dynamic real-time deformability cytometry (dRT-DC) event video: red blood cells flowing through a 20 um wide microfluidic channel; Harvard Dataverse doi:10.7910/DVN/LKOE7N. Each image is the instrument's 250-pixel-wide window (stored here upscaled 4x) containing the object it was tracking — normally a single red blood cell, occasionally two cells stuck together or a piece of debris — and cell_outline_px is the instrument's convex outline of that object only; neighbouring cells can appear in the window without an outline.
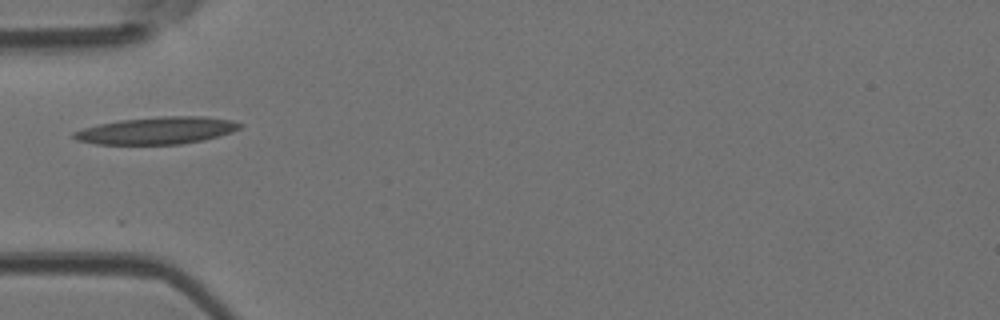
{"species": "Egyptian fruit bat (a non-hibernating species)", "species_latin": "Rousettus aegyptiacus", "temperature_condition": "room temperature", "stored_images_in_passage": 1, "camera_frame_rate_fps": 3000, "um_per_image_px": 0.085, "animal": {"sex": "female"}, "frame": {"image": 1, "passage_image": 1, "time_ms": 0.0, "image_size_px": [1000, 320], "cell_outline_px": [[244, 124], [240, 128], [232, 132], [220, 136], [204, 140], [180, 144], [96, 144], [76, 140], [72, 136], [72, 132], [84, 128], [100, 124], [120, 120], [160, 116], [204, 116], [232, 120]], "centroid_in_image_um": [13.37, 11.09], "position_along_channel_um": 71.6, "area_um2": 26.36}}